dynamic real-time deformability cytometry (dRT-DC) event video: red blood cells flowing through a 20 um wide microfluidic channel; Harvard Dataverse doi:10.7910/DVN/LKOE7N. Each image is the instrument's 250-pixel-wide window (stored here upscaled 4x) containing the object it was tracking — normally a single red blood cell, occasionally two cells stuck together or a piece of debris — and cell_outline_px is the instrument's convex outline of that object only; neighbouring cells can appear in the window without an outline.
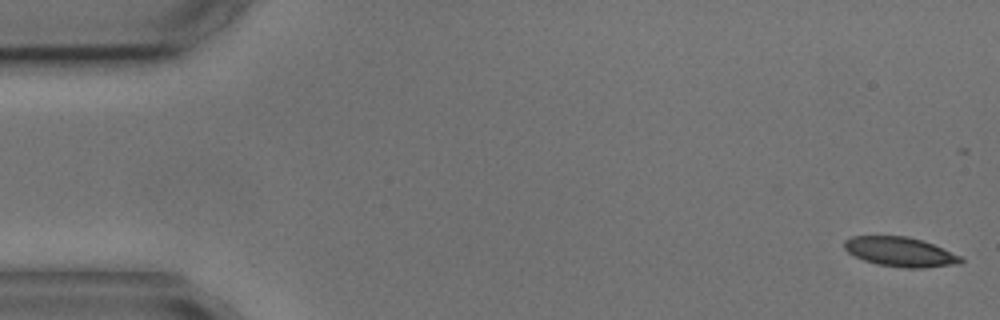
{"species": "common noctule bat (a hibernating species)", "species_latin": "Nyctalus noctula", "temperature_condition": "cold", "stored_images_in_passage": 5, "camera_frame_rate_fps": 3000, "um_per_image_px": 0.085, "animal": {"sex": "male", "body_mass_g": 17.9, "forearm_length_mm": 54.2}, "frame": {"image": 1, "passage_image": 1, "time_ms": 0.0, "image_size_px": [1000, 320], "cell_outline_px": [[964, 260], [960, 264], [924, 268], [904, 268], [876, 264], [864, 260], [848, 252], [844, 248], [844, 240], [852, 236], [908, 236], [932, 244], [960, 256]], "centroid_in_image_um": [76.51, 21.41], "position_along_channel_um": 8.5, "area_um2": 19.94}}
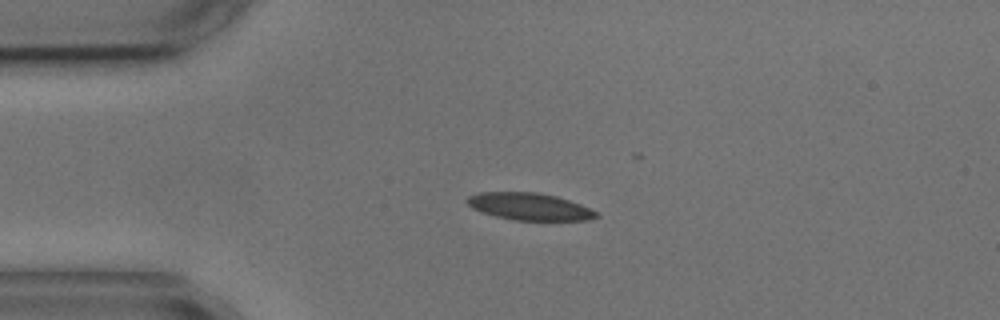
{"frame": {"image": 2, "passage_image": 4, "time_ms": 3.667, "image_size_px": [1000, 320], "cell_outline_px": [[600, 216], [588, 220], [512, 220], [480, 212], [472, 208], [464, 200], [468, 196], [480, 192], [540, 192], [556, 196], [580, 204], [600, 212]], "centroid_in_image_um": [45.01, 17.55], "position_along_channel_um": 40.0, "area_um2": 20.63}}